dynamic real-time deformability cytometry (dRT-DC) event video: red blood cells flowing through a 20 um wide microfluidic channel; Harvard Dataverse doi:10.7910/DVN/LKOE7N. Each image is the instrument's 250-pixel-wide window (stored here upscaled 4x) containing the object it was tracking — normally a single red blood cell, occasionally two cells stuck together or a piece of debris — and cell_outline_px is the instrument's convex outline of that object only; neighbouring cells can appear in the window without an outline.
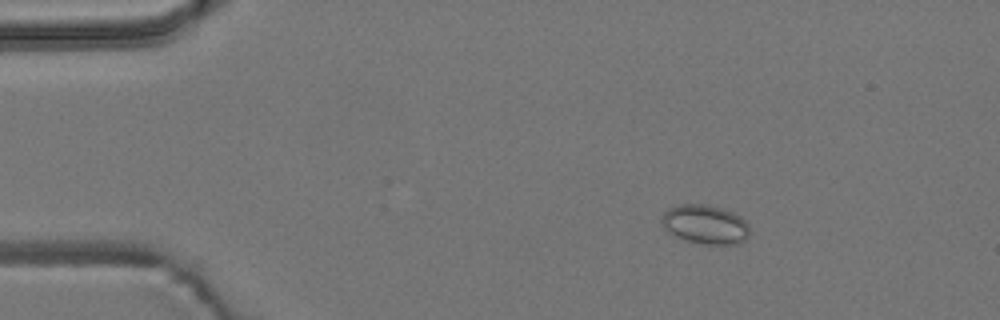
{"species": "common noctule bat (a hibernating species)", "species_latin": "Nyctalus noctula", "temperature_condition": "room temperature", "stored_images_in_passage": 6, "camera_frame_rate_fps": 3000, "um_per_image_px": 0.085, "animal": {"sex": "male", "body_mass_g": 19.2, "forearm_length_mm": 51.8}, "frame": {"image": 1, "passage_image": 3, "time_ms": 2.333, "image_size_px": [1000, 320], "cell_outline_px": [[748, 236], [744, 240], [736, 244], [704, 244], [684, 240], [676, 236], [664, 228], [660, 224], [660, 220], [664, 212], [668, 208], [680, 204], [708, 204], [732, 212], [740, 216], [748, 224]], "centroid_in_image_um": [59.91, 19.07], "position_along_channel_um": 25.1, "area_um2": 20.06}}